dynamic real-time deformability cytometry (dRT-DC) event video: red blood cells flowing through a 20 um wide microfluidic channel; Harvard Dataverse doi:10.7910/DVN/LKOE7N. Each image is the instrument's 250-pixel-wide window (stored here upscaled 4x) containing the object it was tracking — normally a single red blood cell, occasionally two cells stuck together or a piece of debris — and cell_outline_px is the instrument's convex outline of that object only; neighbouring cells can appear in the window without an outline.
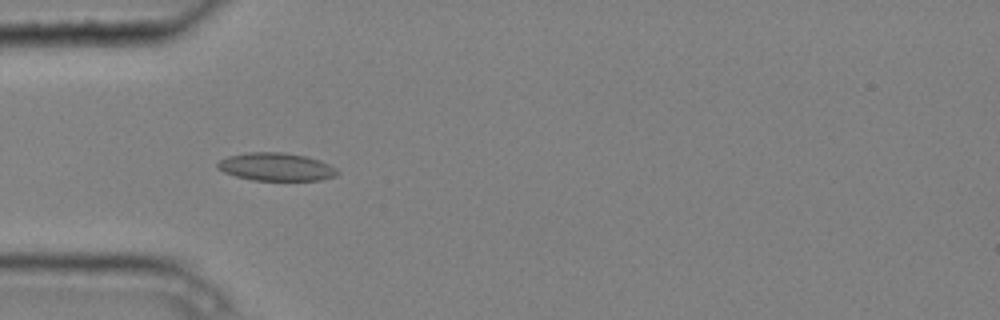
{"species": "common noctule bat (a hibernating species)", "species_latin": "Nyctalus noctula", "temperature_condition": "cold", "stored_images_in_passage": 4, "camera_frame_rate_fps": 3000, "um_per_image_px": 0.085, "animal": {"sex": "male", "body_mass_g": 20.4}, "frame": {"image": 1, "passage_image": 3, "time_ms": 0.667, "image_size_px": [1000, 320], "cell_outline_px": [[340, 172], [336, 176], [320, 180], [252, 180], [236, 176], [224, 172], [216, 164], [220, 160], [228, 156], [248, 152], [284, 152], [304, 156], [320, 160], [336, 168]], "centroid_in_image_um": [23.49, 14.18], "position_along_channel_um": 61.5, "area_um2": 19.42}}
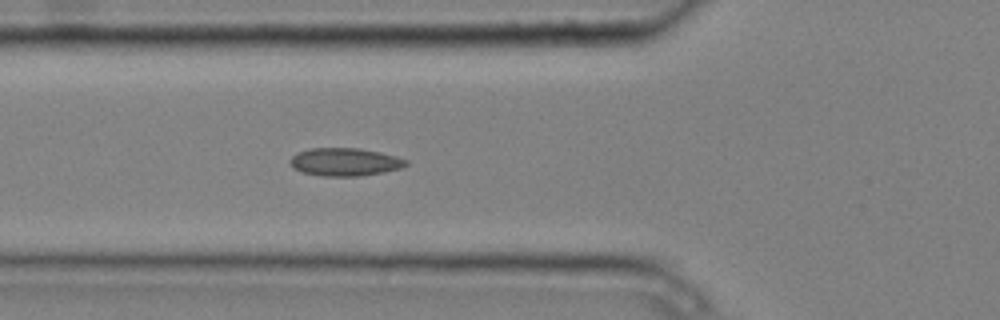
{"frame": {"image": 2, "passage_image": 4, "time_ms": 1.0, "image_size_px": [1000, 320], "cell_outline_px": [[408, 164], [400, 168], [384, 172], [360, 176], [324, 176], [304, 172], [292, 168], [288, 164], [288, 160], [296, 152], [308, 148], [360, 148], [380, 152], [396, 156], [408, 160]], "centroid_in_image_um": [29.28, 13.75], "position_along_channel_um": 96.5, "area_um2": 19.07}}